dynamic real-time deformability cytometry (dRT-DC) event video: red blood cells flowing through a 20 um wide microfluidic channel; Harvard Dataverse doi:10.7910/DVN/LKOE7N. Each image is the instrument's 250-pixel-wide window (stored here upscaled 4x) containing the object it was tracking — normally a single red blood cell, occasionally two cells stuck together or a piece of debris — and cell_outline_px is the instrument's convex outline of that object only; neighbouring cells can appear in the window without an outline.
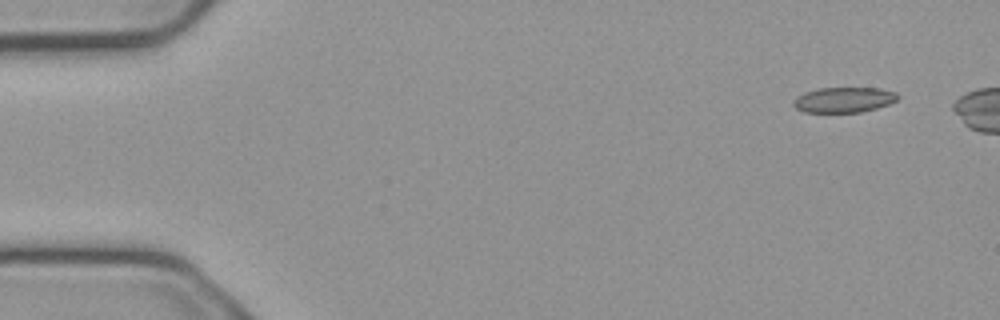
{"species": "common noctule bat (a hibernating species)", "species_latin": "Nyctalus noctula", "temperature_condition": "cold", "stored_images_in_passage": 8, "segment_of_instrument_passage": [1, 2], "camera_frame_rate_fps": 3000, "um_per_image_px": 0.085, "animal": {"sex": "male", "body_mass_g": 23.1, "forearm_length_mm": 52.7}, "frame": {"image": 1, "passage_image": 1, "time_ms": 0.0, "image_size_px": [1000, 320], "cell_outline_px": [[900, 96], [896, 100], [888, 104], [876, 108], [860, 112], [804, 112], [796, 108], [792, 104], [796, 96], [804, 92], [820, 88], [880, 88], [896, 92]], "centroid_in_image_um": [71.72, 8.48], "position_along_channel_um": 13.3, "area_um2": 15.37}}
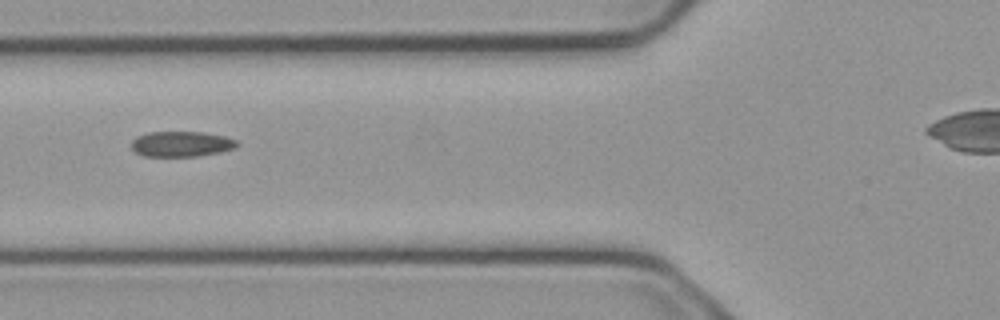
{"frame": {"image": 2, "passage_image": 6, "time_ms": 1.667, "image_size_px": [1000, 320], "cell_outline_px": [[240, 144], [236, 148], [220, 152], [196, 156], [144, 156], [136, 152], [132, 148], [132, 140], [136, 136], [148, 132], [204, 132], [224, 136], [236, 140]], "centroid_in_image_um": [15.43, 12.23], "position_along_channel_um": 110.4, "area_um2": 15.66}}
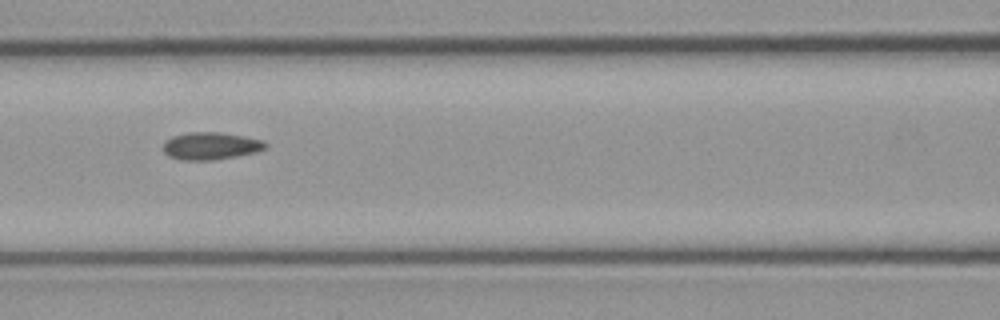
{"frame": {"image": 3, "passage_image": 7, "time_ms": 2.0, "image_size_px": [1000, 320], "cell_outline_px": [[268, 144], [264, 148], [256, 152], [236, 156], [212, 160], [184, 160], [168, 156], [164, 152], [164, 144], [172, 136], [188, 132], [220, 132], [244, 136], [264, 140]], "centroid_in_image_um": [17.93, 12.4], "position_along_channel_um": 148.7, "area_um2": 16.24}}